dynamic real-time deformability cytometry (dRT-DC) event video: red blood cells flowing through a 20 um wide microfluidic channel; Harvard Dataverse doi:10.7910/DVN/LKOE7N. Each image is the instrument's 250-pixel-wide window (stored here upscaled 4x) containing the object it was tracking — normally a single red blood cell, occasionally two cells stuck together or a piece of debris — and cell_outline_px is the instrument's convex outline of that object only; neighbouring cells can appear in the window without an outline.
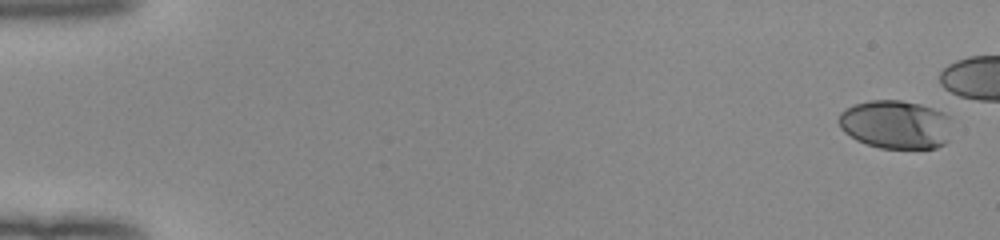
{"species": "human", "species_latin": "Homo sapiens", "temperature_condition": "room temperature", "stored_images_in_passage": 46, "camera_frame_rate_fps": 3000, "um_per_image_px": 0.085, "donor": {"sex": "female"}, "frame": {"image": 1, "passage_image": 1, "time_ms": 0.0, "image_size_px": [1000, 240], "cell_outline_px": [[948, 140], [944, 144], [936, 148], [880, 148], [856, 140], [844, 132], [840, 128], [836, 120], [840, 112], [856, 104], [868, 100], [900, 100], [920, 104], [944, 112], [948, 116]], "centroid_in_image_um": [76.08, 10.58], "position_along_channel_um": 8.9, "area_um2": 31.96}}
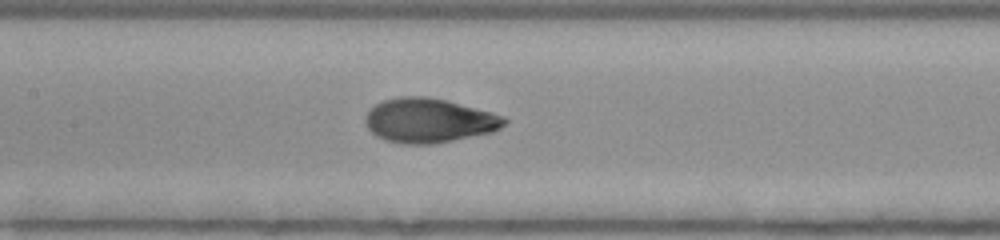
{"frame": {"image": 2, "passage_image": 26, "time_ms": 8.333, "image_size_px": [1000, 240], "cell_outline_px": [[508, 120], [500, 128], [492, 132], [432, 144], [404, 144], [384, 140], [376, 136], [368, 128], [364, 120], [364, 116], [376, 104], [384, 100], [400, 96], [424, 96], [444, 100], [492, 112], [504, 116]], "centroid_in_image_um": [36.44, 10.24], "position_along_channel_um": 171.0, "area_um2": 35.72}}
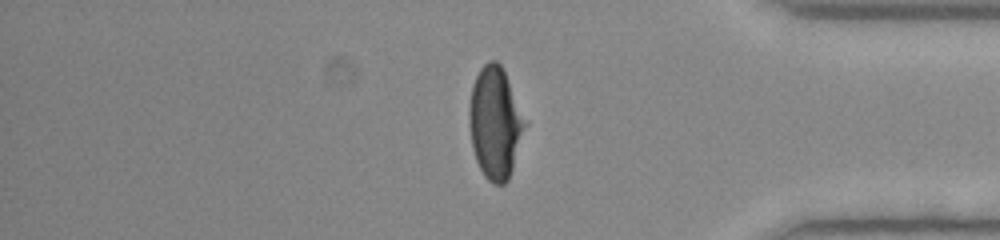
{"frame": {"image": 3, "passage_image": 44, "time_ms": 14.333, "image_size_px": [1000, 240], "cell_outline_px": [[528, 124], [508, 180], [504, 184], [492, 184], [484, 176], [476, 160], [472, 148], [468, 120], [468, 108], [472, 84], [480, 68], [488, 60], [496, 60], [500, 64], [528, 120]], "centroid_in_image_um": [42.1, 10.44], "position_along_channel_um": 393.1, "area_um2": 36.88}, "authors_computed_cell_mechanics": {"area_um2": 35.1424, "velocity_mm_per_s": 4.0221, "shape_relaxation_time_tau1_ms": 3.9116, "shape_relaxation_time_tau2_ms": 0.7861, "deformation_change_tau1": 0.1974, "deformation_change_tau2": 0.0499}}